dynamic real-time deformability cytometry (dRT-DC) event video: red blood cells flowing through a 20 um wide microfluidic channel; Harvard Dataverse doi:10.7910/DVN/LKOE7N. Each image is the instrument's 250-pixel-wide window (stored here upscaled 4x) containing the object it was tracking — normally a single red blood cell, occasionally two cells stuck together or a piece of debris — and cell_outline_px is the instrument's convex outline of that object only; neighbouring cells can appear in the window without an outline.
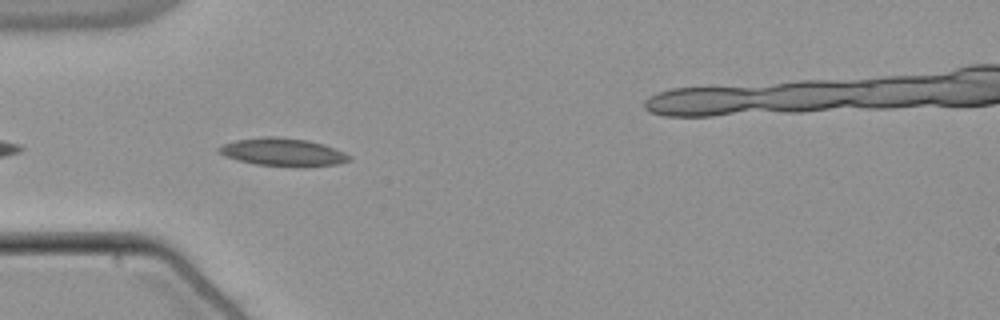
{"species": "common noctule bat (a hibernating species)", "species_latin": "Nyctalus noctula", "temperature_condition": "warm", "stored_images_in_passage": 7, "camera_frame_rate_fps": 3000, "um_per_image_px": 0.085, "animal": {"sex": "male", "body_mass_g": 21.5, "forearm_length_mm": 52.0}, "frame": {"image": 1, "passage_image": 3, "time_ms": 0.667, "image_size_px": [1000, 320], "cell_outline_px": [[352, 160], [340, 164], [304, 168], [300, 168], [256, 164], [224, 156], [216, 152], [216, 148], [220, 144], [236, 140], [264, 136], [276, 136], [308, 140], [324, 144], [344, 152], [352, 156]], "centroid_in_image_um": [24.07, 12.94], "position_along_channel_um": 60.9, "area_um2": 21.79}}
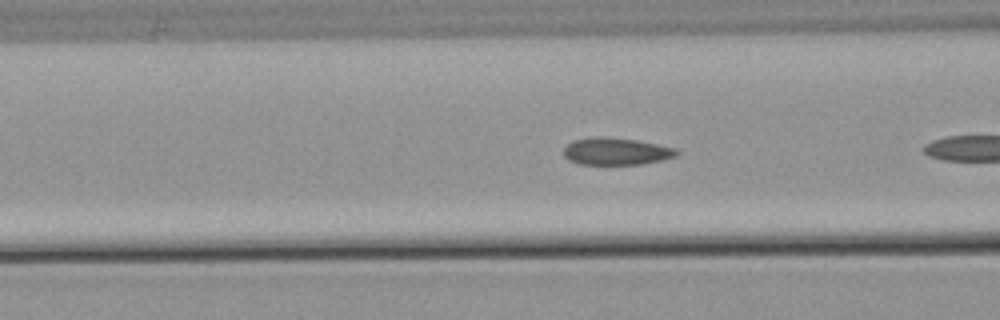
{"frame": {"image": 2, "passage_image": 5, "time_ms": 1.333, "image_size_px": [1000, 320], "cell_outline_px": [[680, 152], [676, 156], [664, 160], [640, 164], [576, 164], [568, 160], [564, 156], [564, 148], [572, 140], [592, 136], [600, 136], [636, 140], [676, 148]], "centroid_in_image_um": [52.35, 12.86], "position_along_channel_um": 114.2, "area_um2": 18.03}}